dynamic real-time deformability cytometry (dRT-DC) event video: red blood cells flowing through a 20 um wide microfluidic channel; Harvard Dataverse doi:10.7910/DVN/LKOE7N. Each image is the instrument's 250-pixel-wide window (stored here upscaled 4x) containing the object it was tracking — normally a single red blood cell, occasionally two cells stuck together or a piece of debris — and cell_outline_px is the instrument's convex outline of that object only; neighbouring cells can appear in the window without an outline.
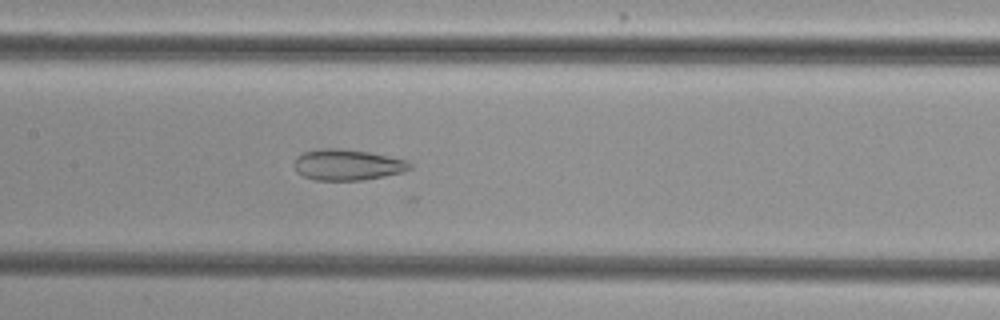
{"species": "common noctule bat (a hibernating species)", "species_latin": "Nyctalus noctula", "temperature_condition": "cold", "stored_images_in_passage": 21, "camera_frame_rate_fps": 3000, "um_per_image_px": 0.085, "animal": {"sex": "female", "body_mass_g": 29.2, "forearm_length_mm": 56.3}, "frame": {"image": 1, "passage_image": 9, "time_ms": 2.667, "image_size_px": [1000, 320], "cell_outline_px": [[412, 168], [404, 172], [364, 180], [312, 180], [296, 172], [292, 164], [296, 156], [304, 152], [324, 148], [340, 148], [368, 152], [408, 160], [412, 164]], "centroid_in_image_um": [29.52, 14.01], "position_along_channel_um": 177.9, "area_um2": 21.1}}
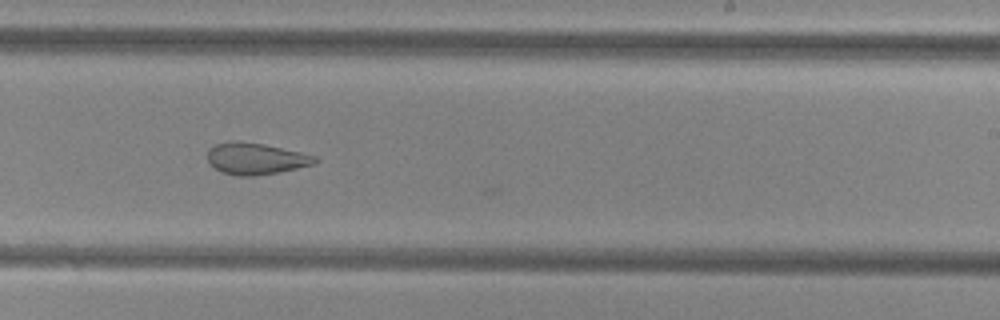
{"frame": {"image": 2, "passage_image": 16, "time_ms": 5.0, "image_size_px": [1000, 320], "cell_outline_px": [[320, 160], [316, 164], [280, 172], [252, 176], [236, 176], [220, 172], [208, 160], [208, 152], [216, 144], [264, 144], [300, 152], [316, 156]], "centroid_in_image_um": [21.84, 13.54], "position_along_channel_um": 267.2, "area_um2": 19.07}}
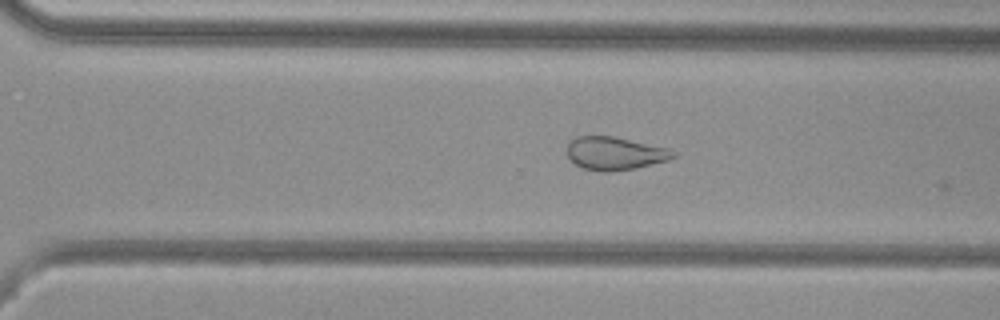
{"frame": {"image": 3, "passage_image": 20, "time_ms": 6.333, "image_size_px": [1000, 320], "cell_outline_px": [[676, 156], [668, 160], [636, 168], [612, 172], [604, 172], [584, 168], [576, 164], [568, 156], [568, 140], [576, 136], [612, 136], [668, 148], [676, 152]], "centroid_in_image_um": [52.26, 13.03], "position_along_channel_um": 318.3, "area_um2": 20.4}}